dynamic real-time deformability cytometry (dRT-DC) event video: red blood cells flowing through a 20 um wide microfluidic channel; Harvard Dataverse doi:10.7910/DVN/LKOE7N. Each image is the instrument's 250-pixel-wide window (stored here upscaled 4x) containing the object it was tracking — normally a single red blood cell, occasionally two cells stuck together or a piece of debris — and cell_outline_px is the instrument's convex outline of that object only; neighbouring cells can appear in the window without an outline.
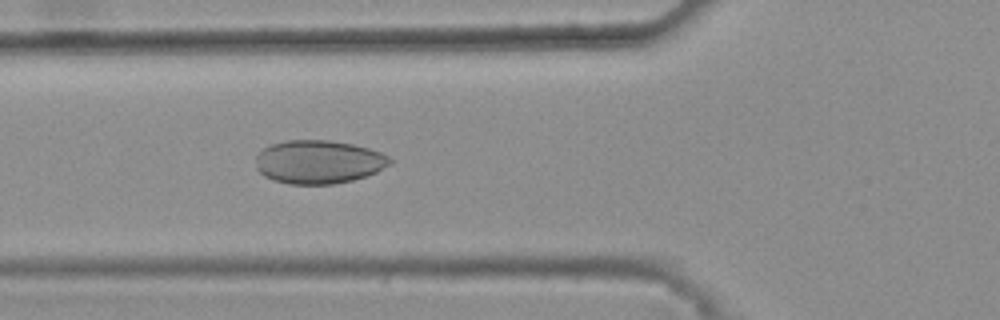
{"species": "common noctule bat (a hibernating species)", "species_latin": "Nyctalus noctula", "temperature_condition": "warm", "stored_images_in_passage": 44, "camera_frame_rate_fps": 3000, "um_per_image_px": 0.085, "animal": {"sex": "female", "body_mass_g": 25.1}, "frame": {"image": 1, "passage_image": 18, "time_ms": 5.667, "image_size_px": [1000, 320], "cell_outline_px": [[392, 164], [376, 172], [352, 180], [332, 184], [288, 184], [272, 180], [264, 176], [256, 168], [256, 156], [264, 148], [272, 144], [284, 140], [328, 140], [352, 144], [368, 148], [380, 152], [388, 156], [392, 160]], "centroid_in_image_um": [27.07, 13.76], "position_along_channel_um": 98.7, "area_um2": 33.99}}
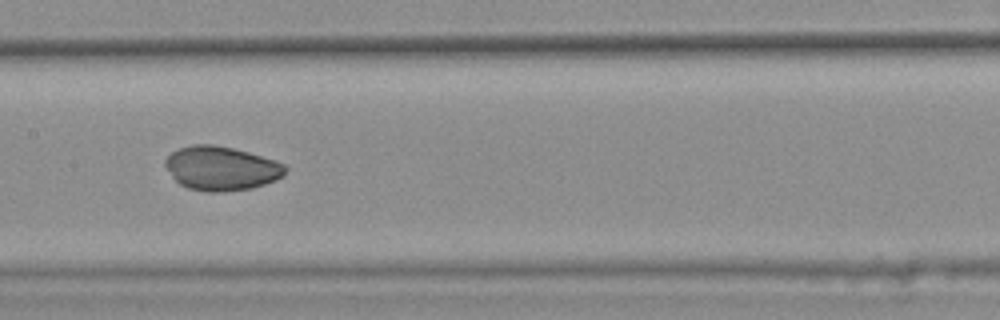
{"frame": {"image": 2, "passage_image": 25, "time_ms": 8.0, "image_size_px": [1000, 320], "cell_outline_px": [[288, 168], [284, 176], [276, 180], [252, 188], [220, 192], [204, 192], [188, 188], [180, 184], [172, 176], [164, 164], [164, 160], [172, 152], [180, 148], [192, 144], [212, 144], [232, 148], [248, 152], [276, 160], [284, 164]], "centroid_in_image_um": [18.82, 14.31], "position_along_channel_um": 188.6, "area_um2": 30.92}}
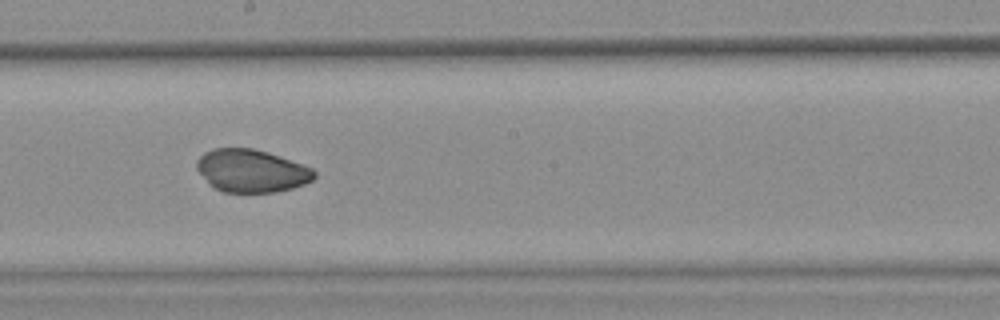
{"frame": {"image": 3, "passage_image": 28, "time_ms": 9.0, "image_size_px": [1000, 320], "cell_outline_px": [[316, 176], [312, 180], [304, 184], [292, 188], [276, 192], [224, 192], [208, 184], [196, 168], [196, 160], [204, 152], [212, 148], [252, 148], [268, 152], [312, 168], [316, 172]], "centroid_in_image_um": [21.35, 14.51], "position_along_channel_um": 226.9, "area_um2": 29.3}}